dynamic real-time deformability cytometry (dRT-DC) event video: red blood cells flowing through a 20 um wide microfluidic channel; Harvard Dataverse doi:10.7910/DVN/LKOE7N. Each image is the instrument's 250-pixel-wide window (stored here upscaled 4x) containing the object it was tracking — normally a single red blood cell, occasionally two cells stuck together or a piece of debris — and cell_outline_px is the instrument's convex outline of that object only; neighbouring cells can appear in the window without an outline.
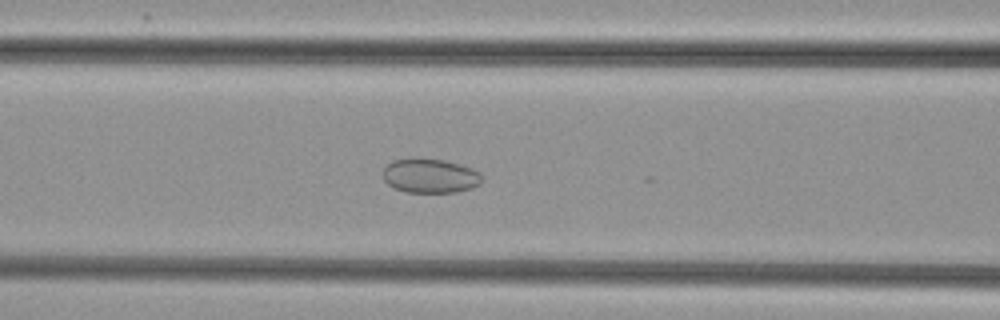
{"species": "common noctule bat (a hibernating species)", "species_latin": "Nyctalus noctula", "temperature_condition": "cold", "stored_images_in_passage": 51, "camera_frame_rate_fps": 3000, "um_per_image_px": 0.085, "animal": {"sex": "female", "body_mass_g": 29.2, "forearm_length_mm": 56.3}, "frame": {"image": 1, "passage_image": 21, "time_ms": 6.667, "image_size_px": [1000, 320], "cell_outline_px": [[484, 180], [480, 184], [472, 188], [456, 192], [408, 192], [396, 188], [388, 184], [384, 180], [384, 168], [392, 160], [444, 160], [460, 164], [472, 168], [480, 172]], "centroid_in_image_um": [36.63, 14.97], "position_along_channel_um": 130.0, "area_um2": 19.42}}
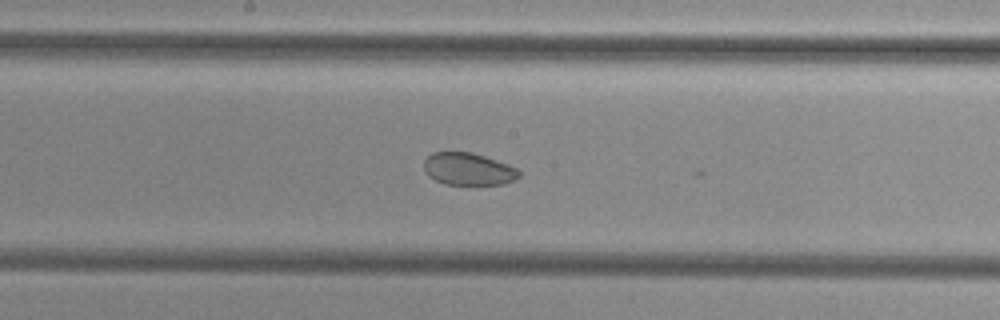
{"frame": {"image": 2, "passage_image": 27, "time_ms": 8.667, "image_size_px": [1000, 320], "cell_outline_px": [[520, 176], [516, 180], [504, 184], [444, 184], [428, 176], [424, 172], [424, 160], [432, 152], [472, 152], [508, 164], [516, 168], [520, 172]], "centroid_in_image_um": [39.8, 14.37], "position_along_channel_um": 208.4, "area_um2": 17.98}}
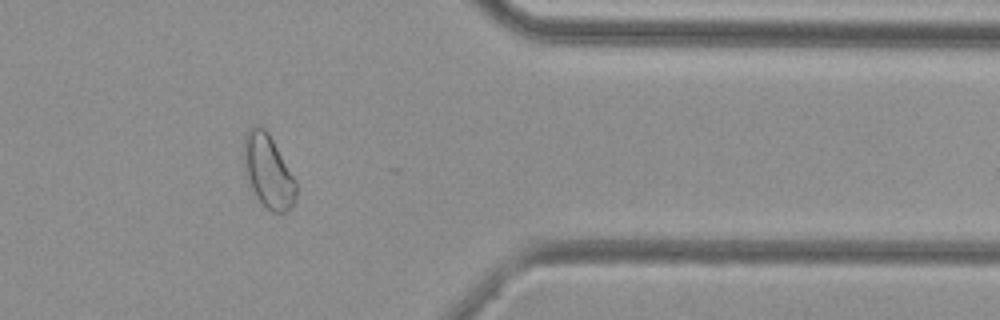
{"frame": {"image": 3, "passage_image": 42, "time_ms": 13.667, "image_size_px": [1000, 320], "cell_outline_px": [[296, 196], [292, 204], [284, 212], [272, 212], [256, 196], [244, 172], [244, 136], [248, 128], [252, 124], [260, 124], [268, 132], [296, 180]], "centroid_in_image_um": [22.77, 14.49], "position_along_channel_um": 388.6, "area_um2": 22.14}}